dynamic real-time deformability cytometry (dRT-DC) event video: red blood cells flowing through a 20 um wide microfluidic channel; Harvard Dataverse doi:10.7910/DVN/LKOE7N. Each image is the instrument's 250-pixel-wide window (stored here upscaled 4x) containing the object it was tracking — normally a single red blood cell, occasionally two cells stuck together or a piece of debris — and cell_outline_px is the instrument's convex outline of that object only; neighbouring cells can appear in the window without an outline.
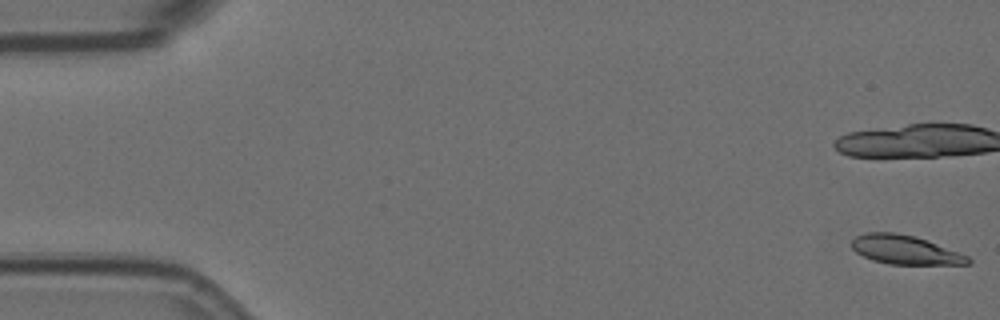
{"species": "Egyptian fruit bat (a non-hibernating species)", "species_latin": "Rousettus aegyptiacus", "temperature_condition": "room temperature", "stored_images_in_passage": 11, "camera_frame_rate_fps": 3000, "um_per_image_px": 0.085, "animal": {"sex": "female"}, "frame": {"image": 1, "passage_image": 1, "time_ms": 0.0, "image_size_px": [1000, 320], "cell_outline_px": [[972, 264], [888, 264], [872, 260], [856, 252], [852, 248], [852, 240], [856, 236], [868, 232], [896, 232], [916, 236], [928, 240], [968, 256], [972, 260]], "centroid_in_image_um": [76.94, 21.23], "position_along_channel_um": 8.1, "area_um2": 19.65}}
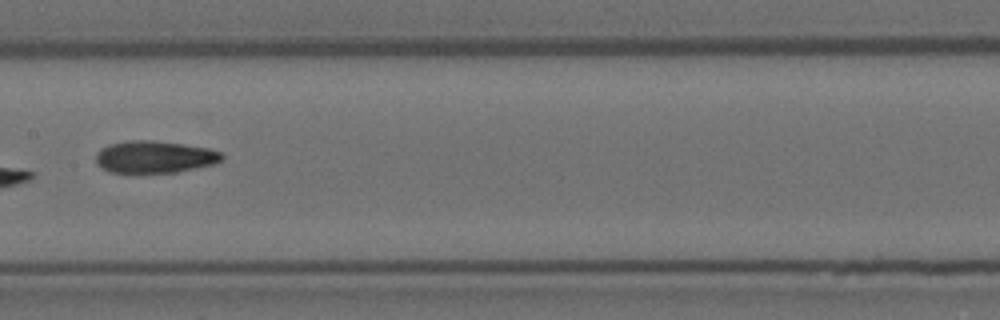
{"frame": {"image": 2, "passage_image": 8, "time_ms": 2.333, "image_size_px": [1000, 320], "cell_outline_px": [[224, 156], [220, 160], [212, 164], [176, 172], [108, 172], [96, 164], [96, 152], [100, 148], [108, 144], [128, 140], [152, 140], [184, 144], [208, 148], [220, 152]], "centroid_in_image_um": [13.08, 13.32], "position_along_channel_um": 194.3, "area_um2": 23.52}}
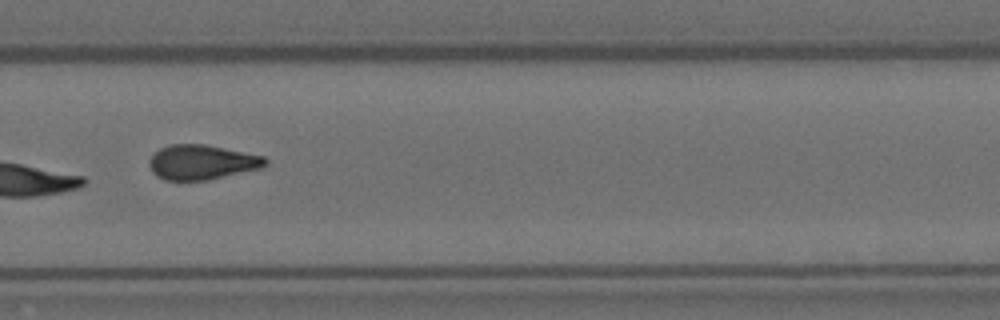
{"frame": {"image": 3, "passage_image": 11, "time_ms": 3.333, "image_size_px": [1000, 320], "cell_outline_px": [[268, 164], [264, 168], [208, 180], [164, 180], [156, 176], [152, 172], [148, 164], [148, 160], [160, 148], [172, 144], [204, 144], [264, 156], [268, 160]], "centroid_in_image_um": [17.18, 13.8], "position_along_channel_um": 312.6, "area_um2": 23.7}}